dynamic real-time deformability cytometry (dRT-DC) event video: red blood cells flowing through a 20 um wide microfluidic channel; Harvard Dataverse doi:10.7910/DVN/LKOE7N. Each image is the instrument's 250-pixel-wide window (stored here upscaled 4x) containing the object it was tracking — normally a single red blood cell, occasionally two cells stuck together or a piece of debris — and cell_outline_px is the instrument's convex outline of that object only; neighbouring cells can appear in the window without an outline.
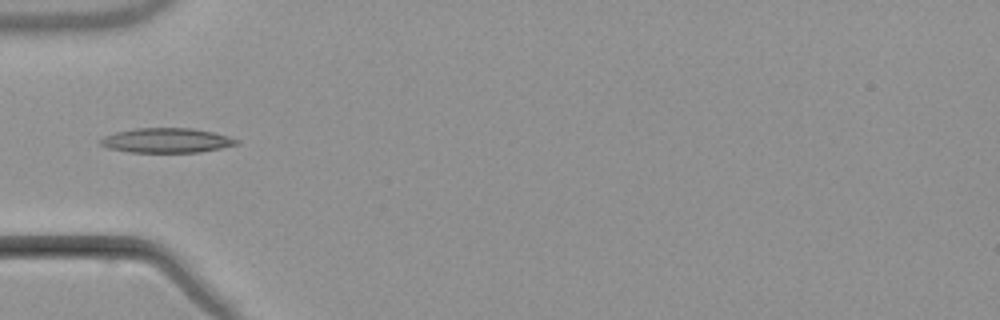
{"species": "common noctule bat (a hibernating species)", "species_latin": "Nyctalus noctula", "temperature_condition": "warm", "stored_images_in_passage": 8, "camera_frame_rate_fps": 3000, "um_per_image_px": 0.085, "animal": {"sex": "male", "body_mass_g": 21.5, "forearm_length_mm": 52.0}, "frame": {"image": 1, "passage_image": 5, "time_ms": 6.0, "image_size_px": [1000, 320], "cell_outline_px": [[240, 144], [200, 152], [128, 152], [108, 148], [100, 144], [100, 140], [104, 136], [116, 132], [136, 128], [192, 128], [212, 132], [228, 136], [240, 140]], "centroid_in_image_um": [14.18, 11.93], "position_along_channel_um": 70.8, "area_um2": 19.54}}
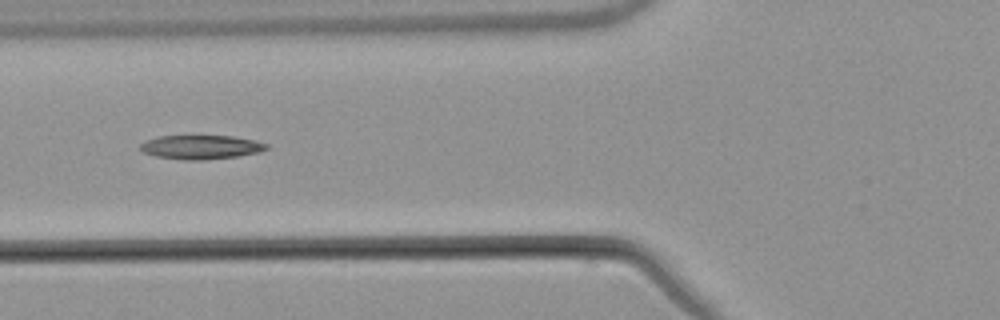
{"frame": {"image": 2, "passage_image": 6, "time_ms": 7.0, "image_size_px": [1000, 320], "cell_outline_px": [[268, 148], [260, 152], [236, 156], [204, 160], [184, 160], [156, 156], [144, 152], [140, 148], [140, 144], [144, 140], [160, 136], [232, 136], [256, 140], [268, 144]], "centroid_in_image_um": [17.09, 12.5], "position_along_channel_um": 108.7, "area_um2": 17.63}}
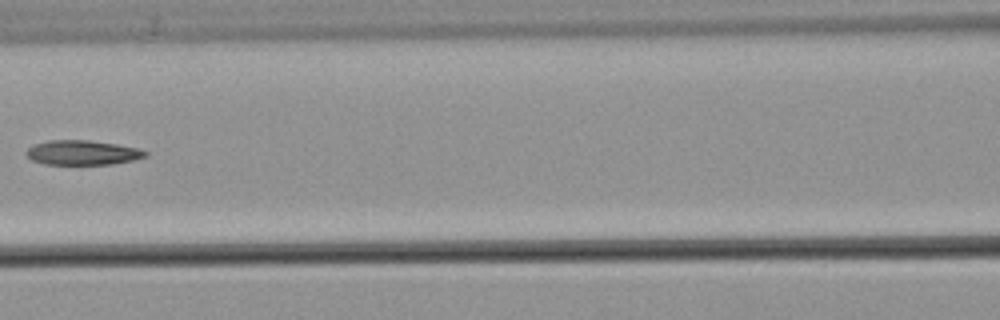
{"frame": {"image": 3, "passage_image": 7, "time_ms": 8.333, "image_size_px": [1000, 320], "cell_outline_px": [[148, 156], [132, 160], [112, 164], [44, 164], [32, 160], [24, 152], [28, 148], [36, 144], [48, 140], [88, 140], [116, 144], [136, 148], [148, 152]], "centroid_in_image_um": [7.0, 12.97], "position_along_channel_um": 159.6, "area_um2": 16.94}}